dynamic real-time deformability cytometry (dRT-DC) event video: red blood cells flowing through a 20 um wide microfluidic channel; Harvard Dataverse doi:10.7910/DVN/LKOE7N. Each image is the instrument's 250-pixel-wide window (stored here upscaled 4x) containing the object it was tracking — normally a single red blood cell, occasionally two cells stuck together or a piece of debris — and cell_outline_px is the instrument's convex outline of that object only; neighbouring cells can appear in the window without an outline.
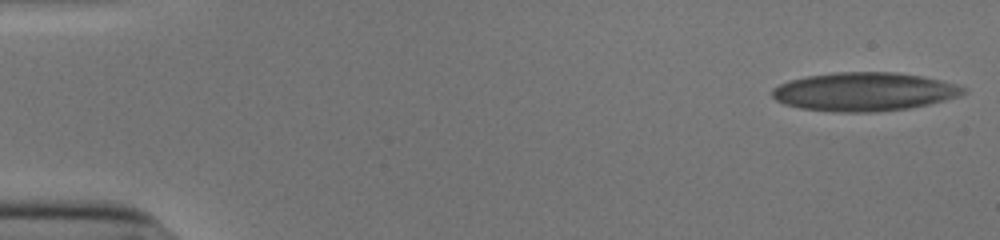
{"species": "human", "species_latin": "Homo sapiens", "temperature_condition": "cold", "stored_images_in_passage": 52, "camera_frame_rate_fps": 3000, "um_per_image_px": 0.085, "donor": {"sex": "male"}, "frame": {"image": 1, "passage_image": 1, "time_ms": 0.0, "image_size_px": [1000, 240], "cell_outline_px": [[968, 92], [960, 96], [928, 104], [908, 108], [872, 112], [836, 112], [800, 108], [784, 104], [776, 100], [772, 96], [772, 88], [788, 80], [808, 76], [836, 72], [896, 72], [924, 76], [956, 84], [968, 88]], "centroid_in_image_um": [73.47, 7.79], "position_along_channel_um": 11.5, "area_um2": 43.12}}
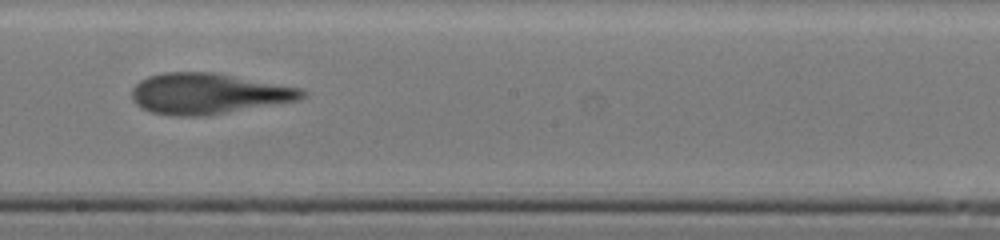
{"frame": {"image": 2, "passage_image": 30, "time_ms": 9.667, "image_size_px": [1000, 240], "cell_outline_px": [[308, 96], [300, 100], [208, 116], [172, 116], [152, 112], [140, 108], [132, 100], [132, 88], [140, 80], [148, 76], [164, 72], [216, 72], [304, 88], [308, 92]], "centroid_in_image_um": [17.76, 7.96], "position_along_channel_um": 230.4, "area_um2": 41.21}}
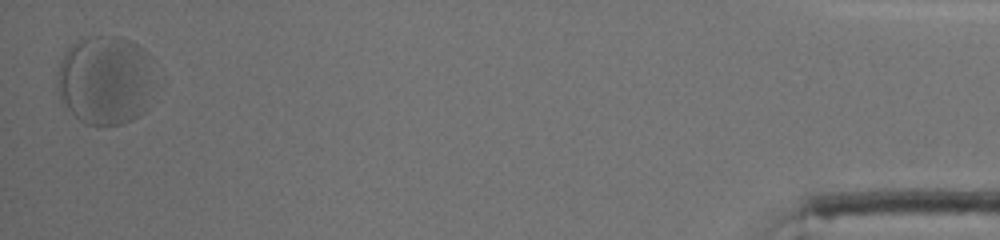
{"frame": {"image": 3, "passage_image": 52, "time_ms": 17.0, "image_size_px": [1000, 240], "cell_outline_px": [[152, 80], [144, 112], [132, 120], [120, 124], [88, 124], [80, 120], [64, 108], [56, 92], [56, 72], [64, 52], [72, 44], [96, 36], [120, 36], [132, 40], [144, 48], [152, 56]], "centroid_in_image_um": [8.91, 6.79], "position_along_channel_um": 426.3, "area_um2": 51.21}, "authors_computed_cell_mechanics": {"area_um2": 41.7027, "velocity_mm_per_s": 3.8157, "shape_relaxation_time_tau1_ms": 4.3691, "shape_relaxation_time_tau2_ms": 1.5696, "deformation_change_tau1": 0.1715, "deformation_change_tau2": 0.0983}}